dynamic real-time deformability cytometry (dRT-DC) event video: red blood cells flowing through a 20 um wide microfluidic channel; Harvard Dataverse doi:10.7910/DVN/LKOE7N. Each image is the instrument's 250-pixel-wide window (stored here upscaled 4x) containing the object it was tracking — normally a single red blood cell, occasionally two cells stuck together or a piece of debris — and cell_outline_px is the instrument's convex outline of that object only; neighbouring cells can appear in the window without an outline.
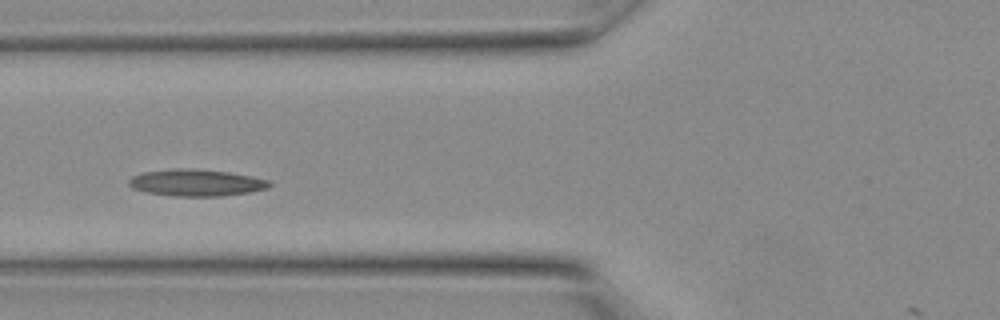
{"species": "Egyptian fruit bat (a non-hibernating species)", "species_latin": "Rousettus aegyptiacus", "temperature_condition": "warm", "stored_images_in_passage": 9, "camera_frame_rate_fps": 3000, "um_per_image_px": 0.085, "animal": {"sex": "female"}, "frame": {"image": 1, "passage_image": 6, "time_ms": 1.667, "image_size_px": [1000, 320], "cell_outline_px": [[272, 184], [268, 188], [248, 192], [220, 196], [172, 196], [148, 192], [132, 188], [128, 184], [128, 180], [132, 176], [144, 172], [176, 168], [192, 168], [228, 172], [268, 180]], "centroid_in_image_um": [16.64, 15.53], "position_along_channel_um": 109.2, "area_um2": 21.73}}
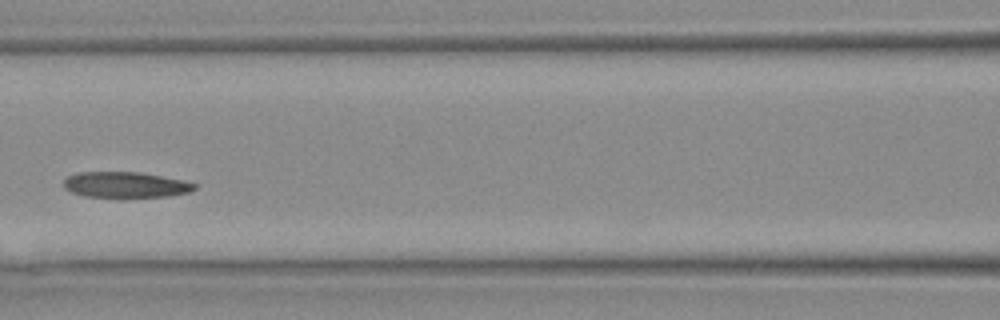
{"frame": {"image": 2, "passage_image": 8, "time_ms": 2.333, "image_size_px": [1000, 320], "cell_outline_px": [[196, 188], [188, 192], [168, 196], [84, 196], [72, 192], [64, 188], [64, 180], [68, 176], [80, 172], [140, 172], [184, 180], [196, 184]], "centroid_in_image_um": [10.67, 15.68], "position_along_channel_um": 155.9, "area_um2": 19.25}}